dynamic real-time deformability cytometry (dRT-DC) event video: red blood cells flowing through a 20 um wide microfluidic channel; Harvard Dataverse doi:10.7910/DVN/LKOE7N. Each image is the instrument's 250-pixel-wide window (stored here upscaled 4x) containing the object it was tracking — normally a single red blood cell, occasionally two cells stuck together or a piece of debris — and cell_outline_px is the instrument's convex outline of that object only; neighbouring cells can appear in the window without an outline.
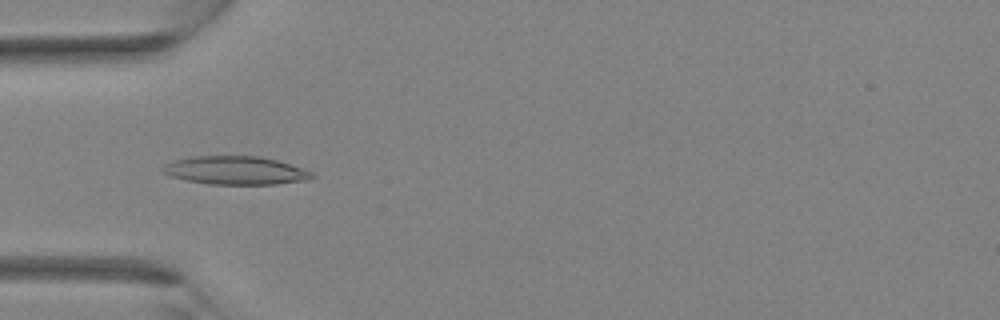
{"species": "Egyptian fruit bat (a non-hibernating species)", "species_latin": "Rousettus aegyptiacus", "temperature_condition": "room temperature", "stored_images_in_passage": 29, "camera_frame_rate_fps": 3000, "um_per_image_px": 0.085, "animal": {"sex": "female"}, "frame": {"image": 1, "passage_image": 5, "time_ms": 1.333, "image_size_px": [1000, 320], "cell_outline_px": [[316, 176], [304, 180], [276, 184], [208, 184], [168, 176], [160, 168], [164, 164], [176, 160], [192, 156], [260, 156], [292, 164], [312, 172]], "centroid_in_image_um": [20.0, 14.48], "position_along_channel_um": 65.0, "area_um2": 24.57}}
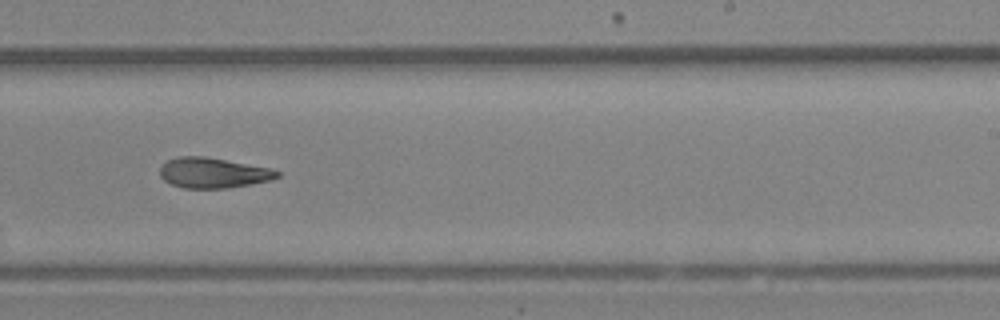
{"frame": {"image": 2, "passage_image": 16, "time_ms": 5.0, "image_size_px": [1000, 320], "cell_outline_px": [[280, 176], [272, 180], [252, 184], [228, 188], [184, 188], [172, 184], [164, 180], [160, 176], [160, 168], [168, 160], [176, 156], [204, 156], [268, 168], [280, 172]], "centroid_in_image_um": [18.11, 14.7], "position_along_channel_um": 270.9, "area_um2": 20.58}}
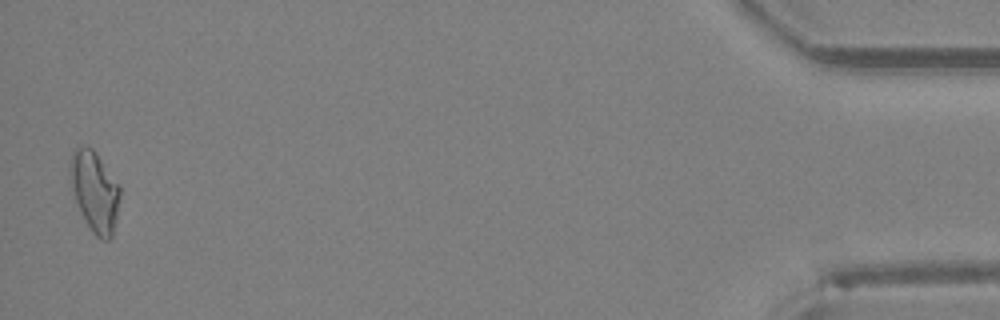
{"frame": {"image": 3, "passage_image": 29, "time_ms": 9.333, "image_size_px": [1000, 320], "cell_outline_px": [[120, 196], [116, 220], [112, 236], [108, 240], [100, 240], [92, 232], [76, 200], [68, 180], [68, 164], [72, 152], [76, 148], [84, 144], [92, 148], [96, 152], [120, 184]], "centroid_in_image_um": [8.04, 16.21], "position_along_channel_um": 427.2, "area_um2": 23.7}}